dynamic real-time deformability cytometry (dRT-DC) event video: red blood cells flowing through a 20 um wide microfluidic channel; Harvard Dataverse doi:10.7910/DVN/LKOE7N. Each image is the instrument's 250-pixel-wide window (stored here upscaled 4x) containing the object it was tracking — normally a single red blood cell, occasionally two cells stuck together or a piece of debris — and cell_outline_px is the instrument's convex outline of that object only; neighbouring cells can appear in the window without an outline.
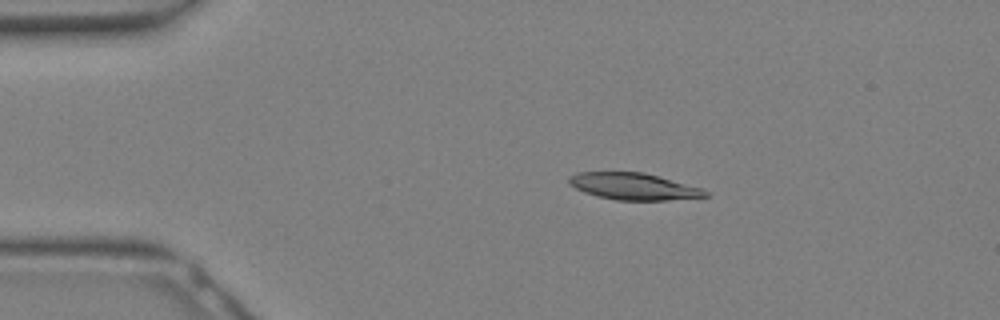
{"species": "Egyptian fruit bat (a non-hibernating species)", "species_latin": "Rousettus aegyptiacus", "temperature_condition": "warm", "stored_images_in_passage": 18, "camera_frame_rate_fps": 3000, "um_per_image_px": 0.085, "animal": {"sex": "female"}, "frame": {"image": 1, "passage_image": 5, "time_ms": 1.333, "image_size_px": [1000, 320], "cell_outline_px": [[708, 196], [668, 200], [616, 200], [596, 196], [584, 192], [576, 188], [568, 180], [568, 176], [576, 172], [644, 172], [704, 188], [708, 192]], "centroid_in_image_um": [53.87, 15.84], "position_along_channel_um": 31.1, "area_um2": 21.33}}
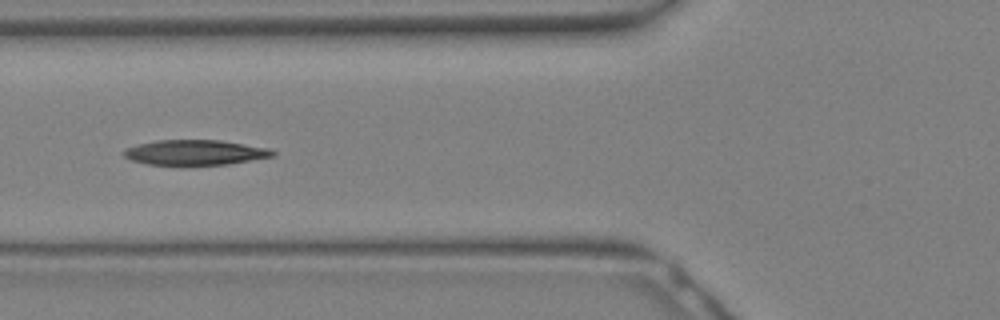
{"frame": {"image": 2, "passage_image": 11, "time_ms": 3.333, "image_size_px": [1000, 320], "cell_outline_px": [[276, 156], [228, 164], [184, 168], [148, 164], [132, 160], [124, 156], [124, 148], [136, 144], [156, 140], [220, 140], [268, 148], [276, 152]], "centroid_in_image_um": [16.55, 13.0], "position_along_channel_um": 109.2, "area_um2": 22.77}}
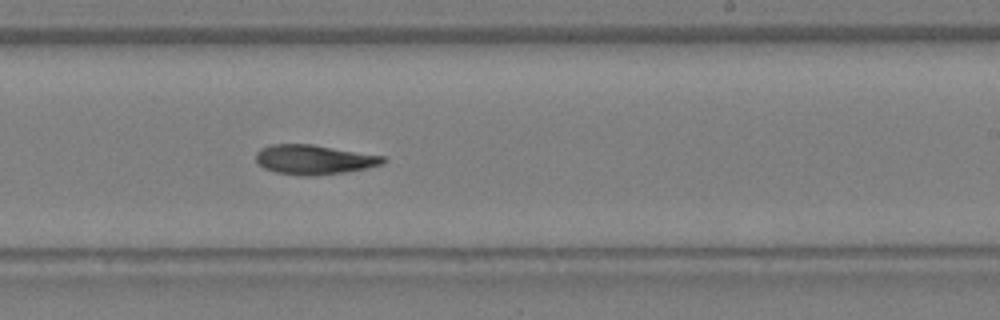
{"frame": {"image": 3, "passage_image": 18, "time_ms": 5.667, "image_size_px": [1000, 320], "cell_outline_px": [[388, 160], [384, 164], [344, 172], [308, 176], [304, 176], [276, 172], [264, 168], [256, 160], [256, 152], [260, 148], [272, 144], [312, 144], [384, 156]], "centroid_in_image_um": [26.69, 13.55], "position_along_channel_um": 262.3, "area_um2": 21.79}}